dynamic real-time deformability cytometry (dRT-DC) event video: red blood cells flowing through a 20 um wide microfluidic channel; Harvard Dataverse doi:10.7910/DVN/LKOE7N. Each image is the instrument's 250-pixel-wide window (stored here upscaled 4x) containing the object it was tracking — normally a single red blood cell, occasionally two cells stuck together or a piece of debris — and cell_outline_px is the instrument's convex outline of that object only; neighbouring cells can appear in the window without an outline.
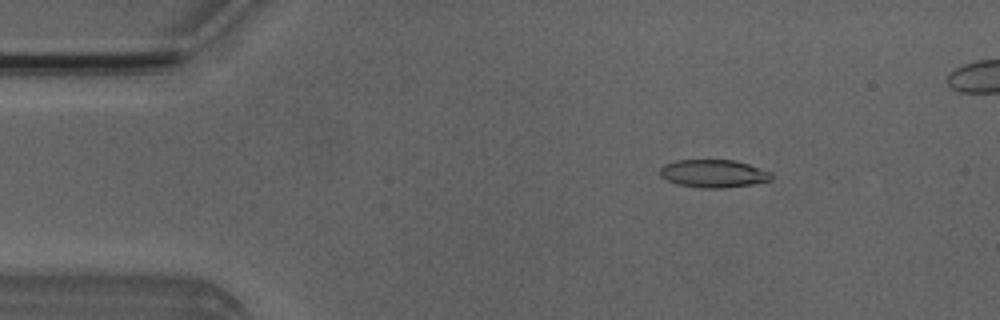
{"species": "Egyptian fruit bat (a non-hibernating species)", "species_latin": "Rousettus aegyptiacus", "temperature_condition": "room temperature", "stored_images_in_passage": 5, "camera_frame_rate_fps": 3000, "um_per_image_px": 0.085, "animal": {"sex": "male"}, "frame": {"image": 1, "passage_image": 3, "time_ms": 0.667, "image_size_px": [1000, 320], "cell_outline_px": [[772, 180], [752, 184], [720, 188], [700, 188], [676, 184], [660, 176], [660, 168], [664, 164], [676, 160], [736, 160], [772, 172]], "centroid_in_image_um": [60.64, 14.75], "position_along_channel_um": 24.4, "area_um2": 18.15}}